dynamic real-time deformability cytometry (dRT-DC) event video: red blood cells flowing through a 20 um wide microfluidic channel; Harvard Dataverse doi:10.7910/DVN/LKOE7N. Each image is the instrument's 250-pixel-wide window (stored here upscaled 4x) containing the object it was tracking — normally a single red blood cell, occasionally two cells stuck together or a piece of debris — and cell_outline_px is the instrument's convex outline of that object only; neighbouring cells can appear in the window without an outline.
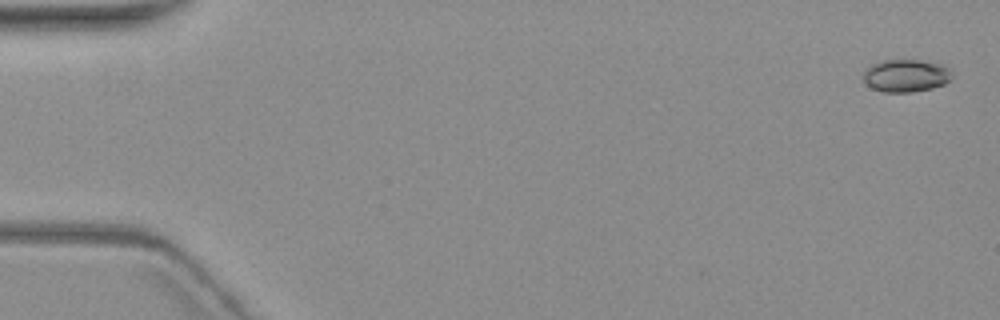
{"species": "common noctule bat (a hibernating species)", "species_latin": "Nyctalus noctula", "temperature_condition": "warm", "stored_images_in_passage": 8, "camera_frame_rate_fps": 3000, "um_per_image_px": 0.085, "animal": {"sex": "female", "body_mass_g": 19.3, "forearm_length_mm": 54.1}, "frame": {"image": 1, "passage_image": 1, "time_ms": 0.0, "image_size_px": [1000, 320], "cell_outline_px": [[952, 76], [944, 84], [932, 88], [912, 92], [884, 92], [872, 88], [864, 80], [864, 72], [872, 64], [884, 60], [920, 60], [940, 64], [952, 68]], "centroid_in_image_um": [77.04, 6.43], "position_along_channel_um": 8.0, "area_um2": 16.76}}
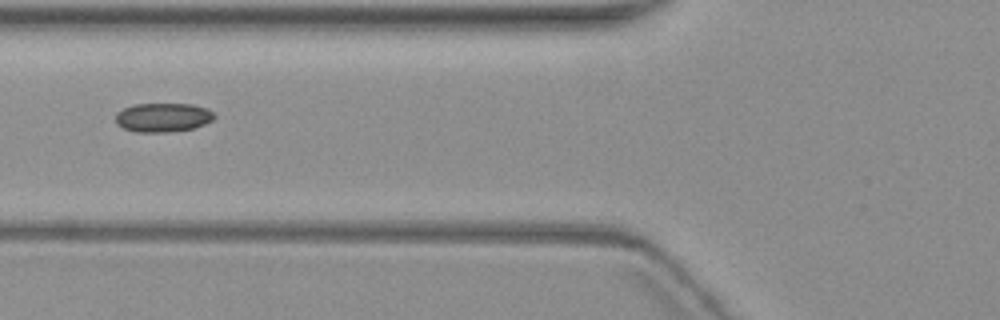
{"frame": {"image": 2, "passage_image": 7, "time_ms": 7.333, "image_size_px": [1000, 320], "cell_outline_px": [[216, 116], [212, 120], [204, 124], [192, 128], [168, 132], [136, 132], [124, 128], [116, 124], [116, 112], [132, 104], [192, 104], [208, 108]], "centroid_in_image_um": [13.84, 9.97], "position_along_channel_um": 112.0, "area_um2": 16.7}}
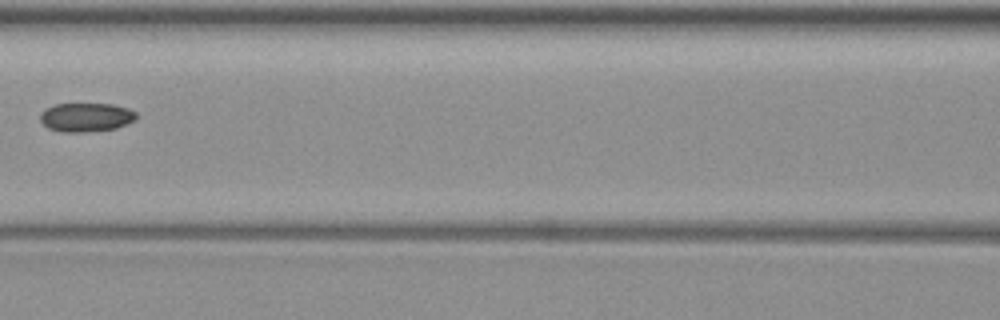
{"frame": {"image": 3, "passage_image": 8, "time_ms": 8.667, "image_size_px": [1000, 320], "cell_outline_px": [[136, 120], [116, 128], [88, 132], [60, 132], [48, 128], [40, 120], [40, 112], [44, 108], [56, 104], [112, 104], [128, 108], [136, 112]], "centroid_in_image_um": [7.3, 9.97], "position_along_channel_um": 159.3, "area_um2": 16.3}}